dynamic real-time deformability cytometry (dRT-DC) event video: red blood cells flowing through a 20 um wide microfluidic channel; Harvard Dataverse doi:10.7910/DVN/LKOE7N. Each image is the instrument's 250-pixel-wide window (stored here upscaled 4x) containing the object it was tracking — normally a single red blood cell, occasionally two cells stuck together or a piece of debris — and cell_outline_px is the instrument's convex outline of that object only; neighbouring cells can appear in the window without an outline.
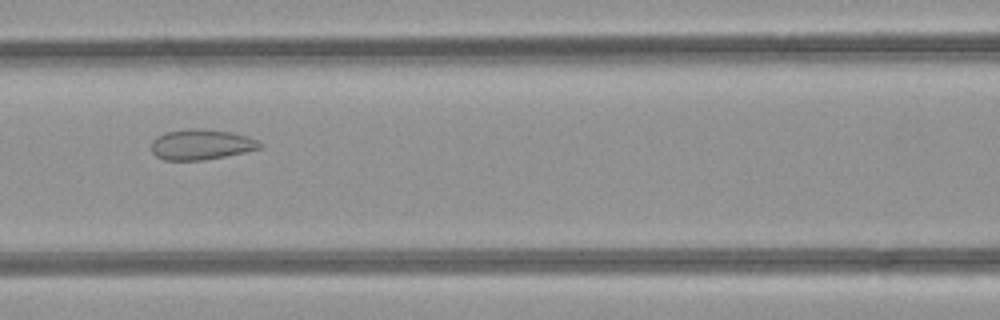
{"species": "common noctule bat (a hibernating species)", "species_latin": "Nyctalus noctula", "temperature_condition": "room temperature", "stored_images_in_passage": 26, "camera_frame_rate_fps": 3000, "um_per_image_px": 0.085, "animal": {"sex": "female", "body_mass_g": 21.9}, "frame": {"image": 1, "passage_image": 6, "time_ms": 1.667, "image_size_px": [1000, 320], "cell_outline_px": [[264, 148], [204, 160], [164, 160], [156, 156], [152, 152], [152, 140], [156, 136], [164, 132], [188, 128], [196, 128], [228, 132], [248, 136], [260, 140], [264, 144]], "centroid_in_image_um": [17.12, 12.28], "position_along_channel_um": 149.5, "area_um2": 19.42}}
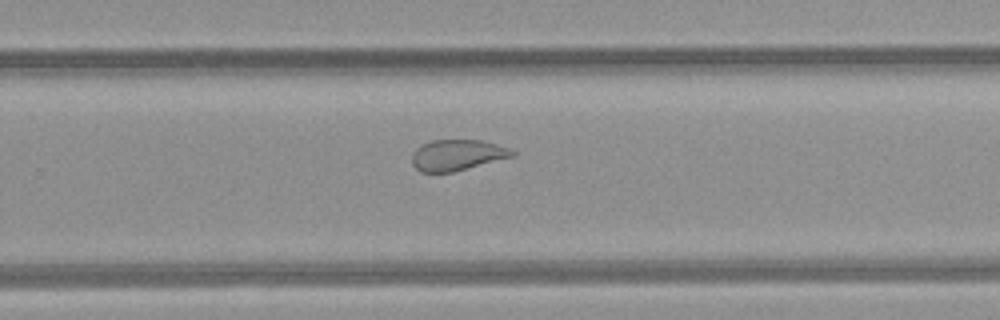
{"frame": {"image": 2, "passage_image": 16, "time_ms": 5.0, "image_size_px": [1000, 320], "cell_outline_px": [[516, 156], [452, 172], [420, 172], [412, 164], [412, 156], [416, 148], [432, 140], [484, 140], [508, 148], [516, 152]], "centroid_in_image_um": [38.88, 13.18], "position_along_channel_um": 290.9, "area_um2": 18.03}}
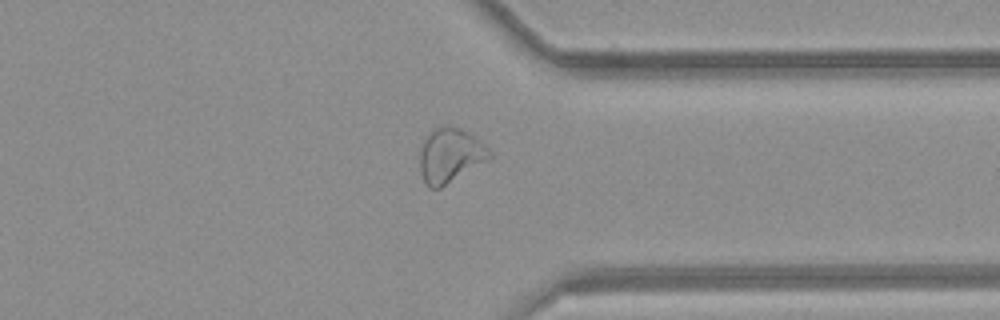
{"frame": {"image": 3, "passage_image": 22, "time_ms": 7.0, "image_size_px": [1000, 320], "cell_outline_px": [[492, 156], [440, 188], [432, 188], [424, 180], [420, 172], [420, 152], [424, 140], [432, 128], [444, 124], [460, 128], [468, 132], [484, 144], [492, 152]], "centroid_in_image_um": [38.24, 13.16], "position_along_channel_um": 373.2, "area_um2": 21.73}}